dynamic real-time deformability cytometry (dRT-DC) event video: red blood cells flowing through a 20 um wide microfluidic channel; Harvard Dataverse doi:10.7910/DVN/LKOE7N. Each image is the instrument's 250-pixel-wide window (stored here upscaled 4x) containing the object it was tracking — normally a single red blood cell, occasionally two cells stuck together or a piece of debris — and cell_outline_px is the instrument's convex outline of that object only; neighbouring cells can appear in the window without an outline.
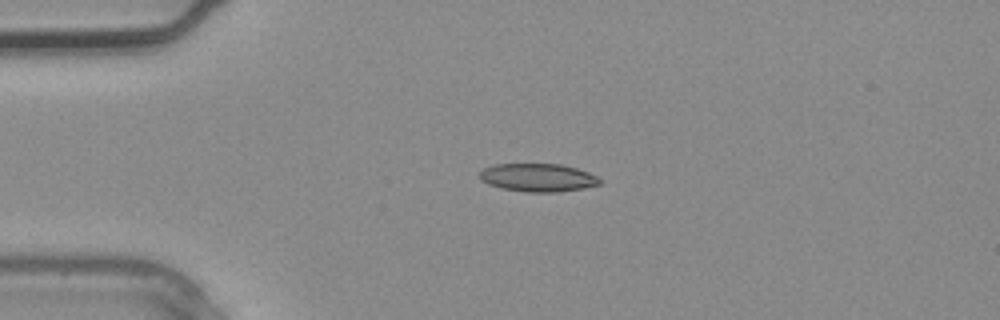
{"species": "common noctule bat (a hibernating species)", "species_latin": "Nyctalus noctula", "temperature_condition": "warm", "stored_images_in_passage": 2, "camera_frame_rate_fps": 3000, "um_per_image_px": 0.085, "animal": {"sex": "male", "body_mass_g": 20.4}, "frame": {"image": 1, "passage_image": 2, "time_ms": 0.333, "image_size_px": [1000, 320], "cell_outline_px": [[600, 184], [584, 188], [556, 192], [524, 192], [500, 188], [488, 184], [480, 180], [480, 172], [484, 168], [492, 164], [560, 164], [576, 168], [588, 172], [596, 176], [600, 180]], "centroid_in_image_um": [45.69, 15.1], "position_along_channel_um": 39.3, "area_um2": 19.71}}